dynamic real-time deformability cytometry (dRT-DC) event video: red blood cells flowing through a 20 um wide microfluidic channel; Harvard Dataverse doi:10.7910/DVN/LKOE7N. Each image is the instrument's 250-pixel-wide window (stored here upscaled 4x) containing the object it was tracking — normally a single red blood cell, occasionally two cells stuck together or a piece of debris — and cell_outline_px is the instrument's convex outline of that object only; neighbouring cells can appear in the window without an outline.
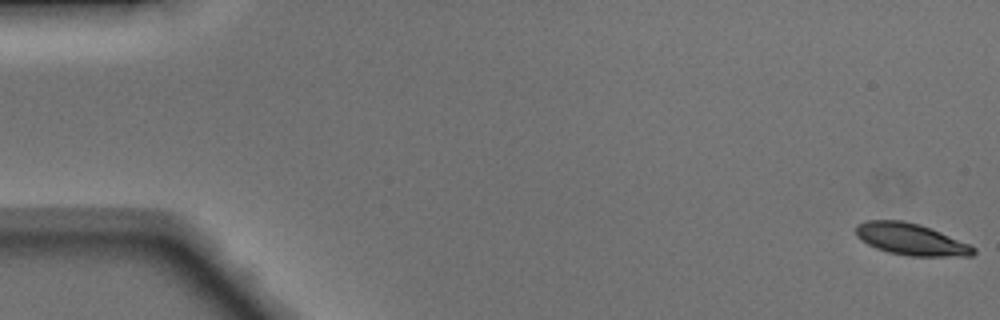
{"species": "Egyptian fruit bat (a non-hibernating species)", "species_latin": "Rousettus aegyptiacus", "temperature_condition": "warm", "stored_images_in_passage": 51, "camera_frame_rate_fps": 3000, "um_per_image_px": 0.085, "animal": {"sex": "male"}, "frame": {"image": 1, "passage_image": 1, "time_ms": 0.0, "image_size_px": [1000, 320], "cell_outline_px": [[976, 252], [972, 256], [908, 256], [888, 252], [876, 248], [860, 240], [856, 236], [856, 224], [868, 220], [904, 220], [920, 224], [940, 232], [968, 244], [976, 248]], "centroid_in_image_um": [77.4, 20.34], "position_along_channel_um": 7.6, "area_um2": 21.73}}
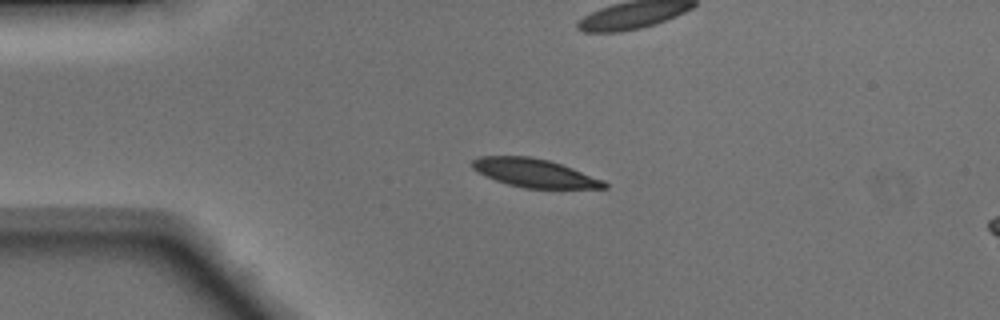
{"frame": {"image": 2, "passage_image": 12, "time_ms": 3.667, "image_size_px": [1000, 320], "cell_outline_px": [[608, 188], [524, 188], [508, 184], [496, 180], [472, 168], [472, 160], [480, 156], [528, 156], [548, 160], [572, 168], [604, 180], [608, 184]], "centroid_in_image_um": [45.45, 14.7], "position_along_channel_um": 39.5, "area_um2": 21.56}, "authors_computed_cell_mechanics": {"area_um2": 22.253, "velocity_mm_per_s": 4.089, "shape_relaxation_time_tau1_ms": 1.9977, "shape_relaxation_time_tau2_ms": null, "deformation_change_tau1": 0.0973, "deformation_change_tau2": null}}